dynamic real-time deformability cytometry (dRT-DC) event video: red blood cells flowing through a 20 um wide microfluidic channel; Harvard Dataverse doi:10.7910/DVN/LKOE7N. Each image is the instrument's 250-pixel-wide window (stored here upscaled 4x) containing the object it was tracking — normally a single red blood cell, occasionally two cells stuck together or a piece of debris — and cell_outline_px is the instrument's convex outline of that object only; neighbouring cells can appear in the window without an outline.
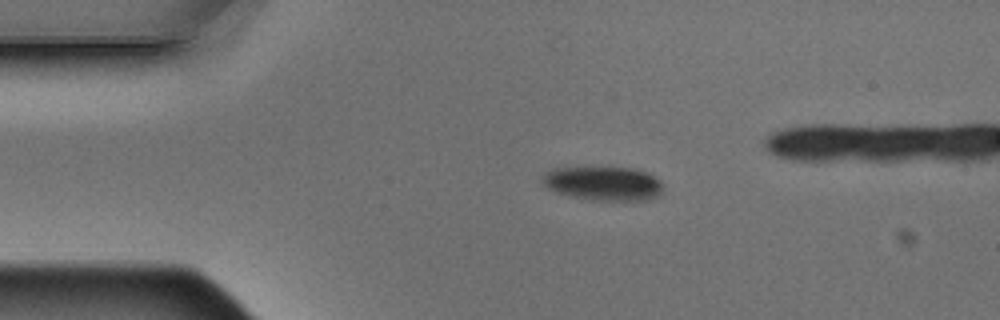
{"species": "Egyptian fruit bat (a non-hibernating species)", "species_latin": "Rousettus aegyptiacus", "temperature_condition": "warm", "stored_images_in_passage": 3, "camera_frame_rate_fps": 3000, "um_per_image_px": 0.085, "animal": {"sex": "male"}, "frame": {"image": 1, "passage_image": 1, "time_ms": 0.0, "image_size_px": [1000, 320], "cell_outline_px": [[660, 192], [656, 196], [648, 200], [592, 200], [560, 192], [548, 188], [540, 180], [552, 168], [632, 168], [648, 172], [660, 180]], "centroid_in_image_um": [51.31, 15.58], "position_along_channel_um": 33.7, "area_um2": 23.29}}